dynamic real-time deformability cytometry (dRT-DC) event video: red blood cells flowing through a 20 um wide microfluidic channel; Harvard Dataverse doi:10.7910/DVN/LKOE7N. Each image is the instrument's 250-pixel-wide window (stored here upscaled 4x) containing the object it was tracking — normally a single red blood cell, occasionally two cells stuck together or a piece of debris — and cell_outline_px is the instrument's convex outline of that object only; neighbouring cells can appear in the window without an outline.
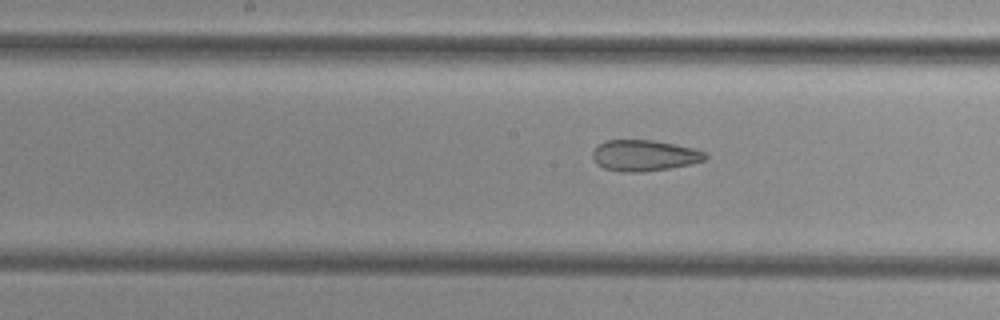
{"species": "common noctule bat (a hibernating species)", "species_latin": "Nyctalus noctula", "temperature_condition": "cold", "stored_images_in_passage": 8, "segment_of_instrument_passage": [2, 2], "camera_frame_rate_fps": 3000, "um_per_image_px": 0.085, "animal": {"sex": "female", "body_mass_g": 29.2, "forearm_length_mm": 56.3}, "frame": {"image": 1, "passage_image": 8, "time_ms": 9.0, "image_size_px": [1000, 320], "cell_outline_px": [[708, 156], [704, 160], [688, 164], [668, 168], [640, 172], [624, 172], [604, 168], [596, 164], [592, 156], [592, 152], [604, 140], [652, 140], [696, 148], [704, 152]], "centroid_in_image_um": [54.74, 13.21], "position_along_channel_um": 193.5, "area_um2": 20.23}}